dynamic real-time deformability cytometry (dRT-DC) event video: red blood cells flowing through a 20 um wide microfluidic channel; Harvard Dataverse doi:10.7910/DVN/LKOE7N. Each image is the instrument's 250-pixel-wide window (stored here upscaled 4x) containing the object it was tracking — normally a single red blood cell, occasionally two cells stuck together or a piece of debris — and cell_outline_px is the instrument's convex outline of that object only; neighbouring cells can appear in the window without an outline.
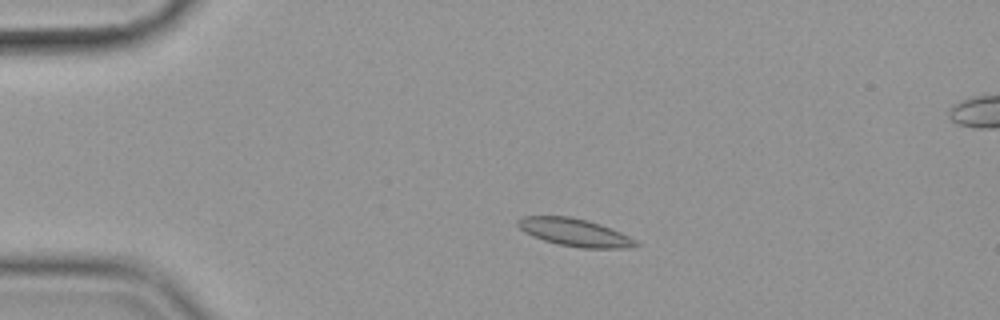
{"species": "common noctule bat (a hibernating species)", "species_latin": "Nyctalus noctula", "temperature_condition": "cold", "stored_images_in_passage": 55, "camera_frame_rate_fps": 3000, "um_per_image_px": 0.085, "animal": {"sex": "female", "body_mass_g": 19.9}, "frame": {"image": 1, "passage_image": 11, "time_ms": 3.333, "image_size_px": [1000, 320], "cell_outline_px": [[640, 244], [628, 248], [580, 248], [560, 244], [544, 240], [532, 236], [524, 232], [516, 224], [516, 220], [524, 216], [568, 216], [588, 220], [600, 224], [620, 232], [636, 240]], "centroid_in_image_um": [48.83, 19.75], "position_along_channel_um": 36.2, "area_um2": 18.96}}
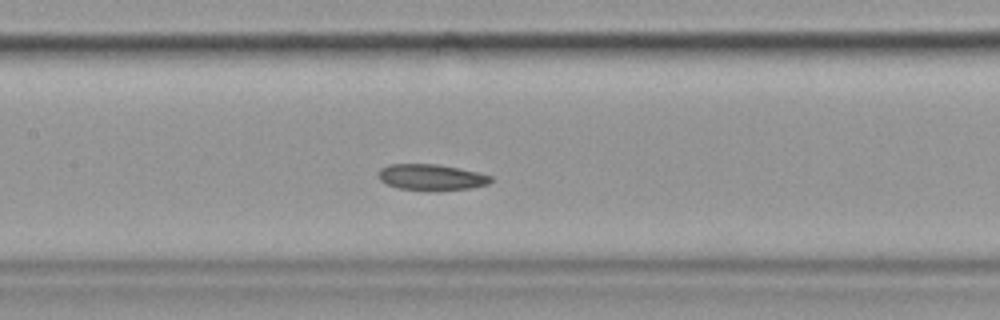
{"frame": {"image": 2, "passage_image": 26, "time_ms": 8.333, "image_size_px": [1000, 320], "cell_outline_px": [[496, 180], [488, 184], [468, 188], [436, 192], [400, 188], [384, 184], [380, 180], [376, 172], [380, 168], [388, 164], [436, 164], [476, 172], [492, 176]], "centroid_in_image_um": [36.63, 15.08], "position_along_channel_um": 170.8, "area_um2": 17.4}}
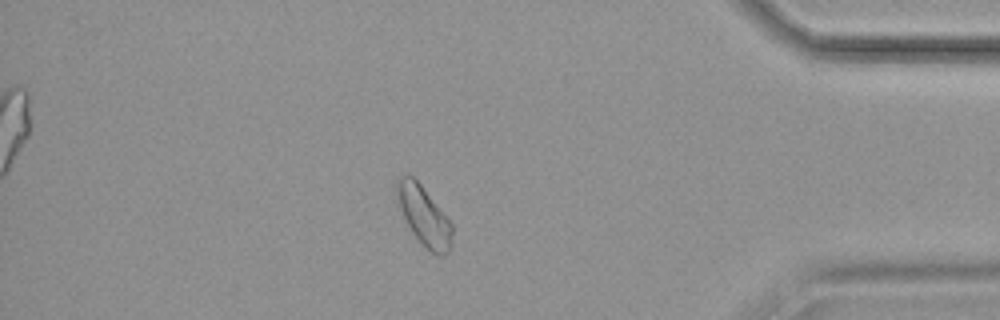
{"frame": {"image": 3, "passage_image": 48, "time_ms": 15.667, "image_size_px": [1000, 320], "cell_outline_px": [[452, 248], [444, 256], [436, 256], [412, 232], [396, 204], [396, 180], [400, 176], [412, 176], [420, 184], [452, 224]], "centroid_in_image_um": [36.02, 18.36], "position_along_channel_um": 399.2, "area_um2": 18.9}}